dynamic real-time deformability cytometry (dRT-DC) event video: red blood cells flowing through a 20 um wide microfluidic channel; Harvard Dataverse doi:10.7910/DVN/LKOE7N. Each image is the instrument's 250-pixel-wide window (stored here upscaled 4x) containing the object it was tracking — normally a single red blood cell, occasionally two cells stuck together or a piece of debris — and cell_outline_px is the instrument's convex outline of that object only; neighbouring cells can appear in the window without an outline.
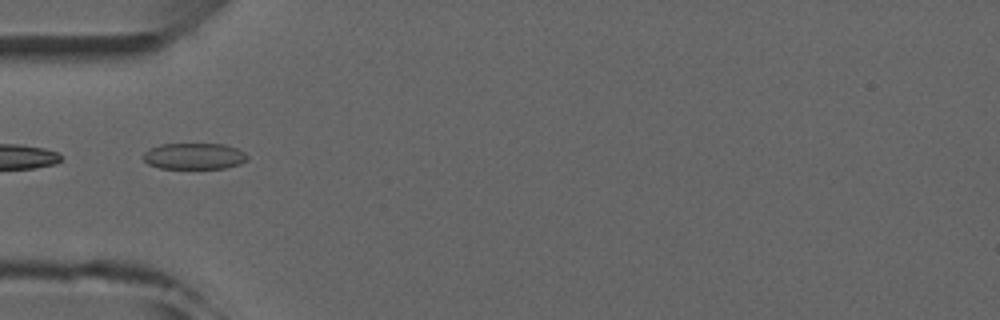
{"species": "common noctule bat (a hibernating species)", "species_latin": "Nyctalus noctula", "temperature_condition": "room temperature", "stored_images_in_passage": 4, "camera_frame_rate_fps": 3000, "um_per_image_px": 0.085, "animal": {"sex": "male", "forearm_length_mm": 52.5}, "frame": {"image": 1, "passage_image": 4, "time_ms": 4.333, "image_size_px": [1000, 320], "cell_outline_px": [[248, 160], [240, 164], [224, 168], [160, 168], [148, 164], [144, 160], [144, 152], [148, 148], [160, 144], [224, 144], [236, 148], [244, 152], [248, 156]], "centroid_in_image_um": [16.5, 13.27], "position_along_channel_um": 68.5, "area_um2": 15.95}}